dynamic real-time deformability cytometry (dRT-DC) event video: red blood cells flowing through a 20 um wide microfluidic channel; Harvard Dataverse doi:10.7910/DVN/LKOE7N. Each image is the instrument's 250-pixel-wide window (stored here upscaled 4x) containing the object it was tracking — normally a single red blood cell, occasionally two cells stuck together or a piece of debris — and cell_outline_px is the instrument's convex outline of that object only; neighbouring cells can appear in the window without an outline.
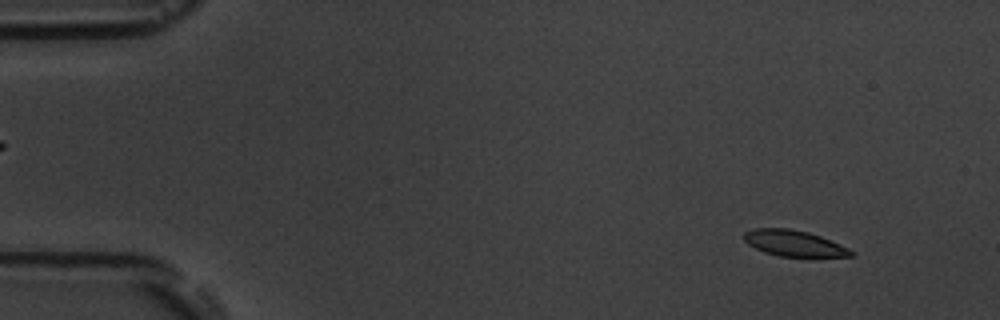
{"species": "common noctule bat (a hibernating species)", "species_latin": "Nyctalus noctula", "temperature_condition": "room temperature", "stored_images_in_passage": 2, "camera_frame_rate_fps": 3000, "um_per_image_px": 0.085, "animal": {"sex": "male", "body_mass_g": 19.5, "forearm_length_mm": 54.6}, "frame": {"image": 1, "passage_image": 2, "time_ms": 2.0, "image_size_px": [1000, 320], "cell_outline_px": [[852, 256], [780, 256], [764, 252], [748, 244], [744, 240], [744, 232], [752, 228], [788, 228], [808, 232], [820, 236], [848, 248], [852, 252]], "centroid_in_image_um": [67.42, 20.66], "position_along_channel_um": 17.6, "area_um2": 15.9}}